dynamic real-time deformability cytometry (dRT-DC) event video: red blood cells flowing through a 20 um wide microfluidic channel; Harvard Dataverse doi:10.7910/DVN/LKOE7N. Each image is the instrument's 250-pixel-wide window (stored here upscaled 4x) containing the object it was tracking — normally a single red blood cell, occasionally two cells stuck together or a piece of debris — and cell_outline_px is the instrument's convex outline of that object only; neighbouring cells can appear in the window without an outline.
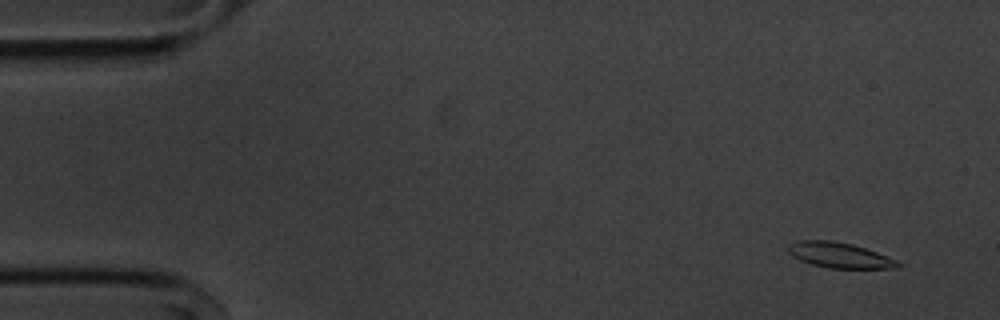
{"species": "common noctule bat (a hibernating species)", "species_latin": "Nyctalus noctula", "temperature_condition": "cold", "stored_images_in_passage": 56, "segment_of_instrument_passage": [1, 2], "camera_frame_rate_fps": 3000, "um_per_image_px": 0.085, "animal": {"sex": "male", "body_mass_g": 20.1, "forearm_length_mm": 53.5}, "frame": {"image": 1, "passage_image": 4, "time_ms": 1.0, "image_size_px": [1000, 320], "cell_outline_px": [[900, 264], [896, 268], [828, 268], [812, 264], [800, 260], [792, 256], [788, 252], [788, 244], [800, 240], [832, 240], [852, 244], [876, 252], [896, 260]], "centroid_in_image_um": [71.3, 21.68], "position_along_channel_um": 13.7, "area_um2": 16.07}}
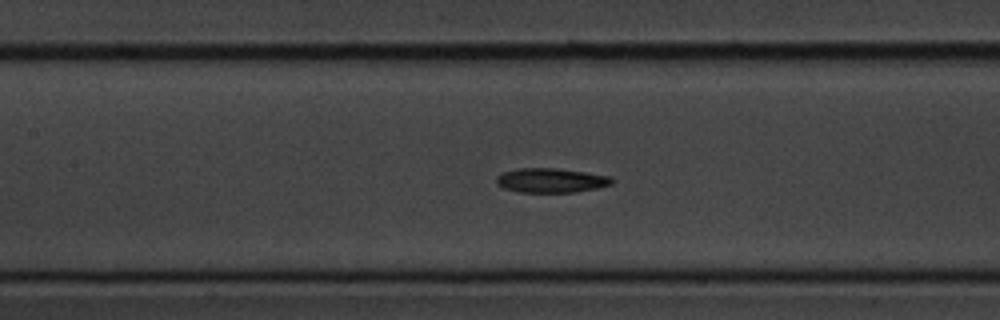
{"frame": {"image": 2, "passage_image": 25, "time_ms": 8.0, "image_size_px": [1000, 320], "cell_outline_px": [[612, 184], [596, 188], [576, 192], [520, 192], [504, 188], [496, 184], [496, 176], [504, 172], [516, 168], [556, 168], [612, 176]], "centroid_in_image_um": [46.82, 15.33], "position_along_channel_um": 160.6, "area_um2": 16.42}}
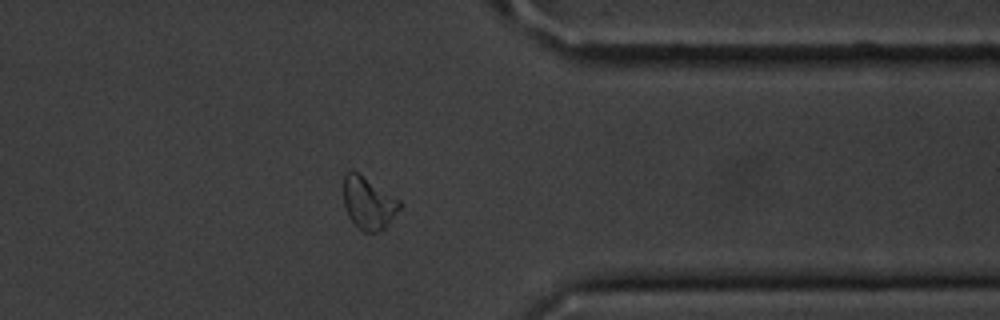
{"frame": {"image": 3, "passage_image": 44, "time_ms": 14.333, "image_size_px": [1000, 320], "cell_outline_px": [[400, 208], [384, 228], [376, 232], [364, 232], [348, 216], [344, 204], [344, 172], [348, 168], [352, 168], [400, 200]], "centroid_in_image_um": [31.28, 17.2], "position_along_channel_um": 380.1, "area_um2": 16.99}}